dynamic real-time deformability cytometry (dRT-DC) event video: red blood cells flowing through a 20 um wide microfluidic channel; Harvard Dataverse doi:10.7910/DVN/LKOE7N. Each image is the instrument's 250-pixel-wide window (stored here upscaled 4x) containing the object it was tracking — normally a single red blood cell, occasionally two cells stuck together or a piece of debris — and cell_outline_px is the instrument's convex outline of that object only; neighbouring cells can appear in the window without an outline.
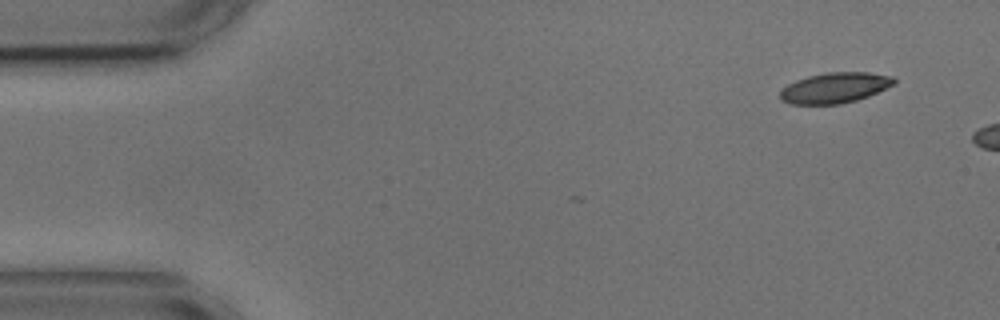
{"species": "common noctule bat (a hibernating species)", "species_latin": "Nyctalus noctula", "temperature_condition": "cold", "stored_images_in_passage": 2, "camera_frame_rate_fps": 3000, "um_per_image_px": 0.085, "animal": {"sex": "male", "body_mass_g": 17.9, "forearm_length_mm": 54.2}, "frame": {"image": 1, "passage_image": 1, "time_ms": 0.0, "image_size_px": [1000, 320], "cell_outline_px": [[896, 84], [868, 96], [856, 100], [840, 104], [788, 104], [780, 100], [780, 92], [788, 84], [796, 80], [808, 76], [828, 72], [868, 72], [892, 76], [896, 80]], "centroid_in_image_um": [70.97, 7.46], "position_along_channel_um": 14.0, "area_um2": 20.29}}